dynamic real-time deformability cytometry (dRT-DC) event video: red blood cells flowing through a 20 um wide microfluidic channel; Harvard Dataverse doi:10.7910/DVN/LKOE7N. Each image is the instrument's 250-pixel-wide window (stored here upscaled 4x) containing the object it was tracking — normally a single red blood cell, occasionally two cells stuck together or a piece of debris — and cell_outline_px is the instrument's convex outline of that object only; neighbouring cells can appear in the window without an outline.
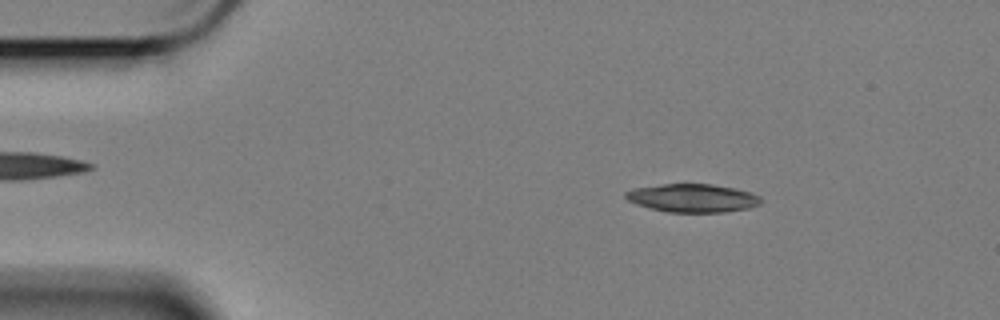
{"species": "Egyptian fruit bat (a non-hibernating species)", "species_latin": "Rousettus aegyptiacus", "temperature_condition": "cold", "stored_images_in_passage": 57, "camera_frame_rate_fps": 3000, "um_per_image_px": 0.085, "animal": {"sex": "female"}, "frame": {"image": 1, "passage_image": 8, "time_ms": 2.333, "image_size_px": [1000, 320], "cell_outline_px": [[764, 200], [760, 204], [748, 208], [724, 212], [668, 212], [636, 204], [628, 200], [624, 196], [624, 192], [632, 188], [660, 184], [712, 184], [736, 188], [752, 192], [760, 196]], "centroid_in_image_um": [58.89, 16.82], "position_along_channel_um": 26.1, "area_um2": 22.48}}
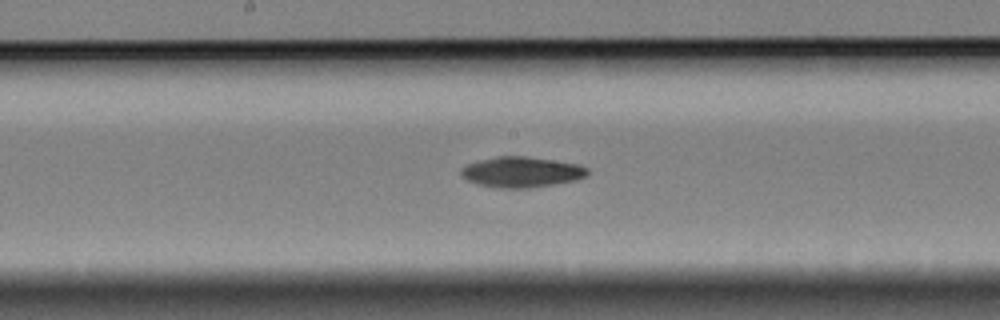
{"frame": {"image": 2, "passage_image": 29, "time_ms": 9.333, "image_size_px": [1000, 320], "cell_outline_px": [[588, 176], [576, 180], [556, 184], [532, 188], [496, 188], [476, 184], [460, 176], [460, 168], [468, 164], [480, 160], [496, 156], [528, 156], [580, 164], [588, 168]], "centroid_in_image_um": [44.34, 14.63], "position_along_channel_um": 203.9, "area_um2": 22.89}}
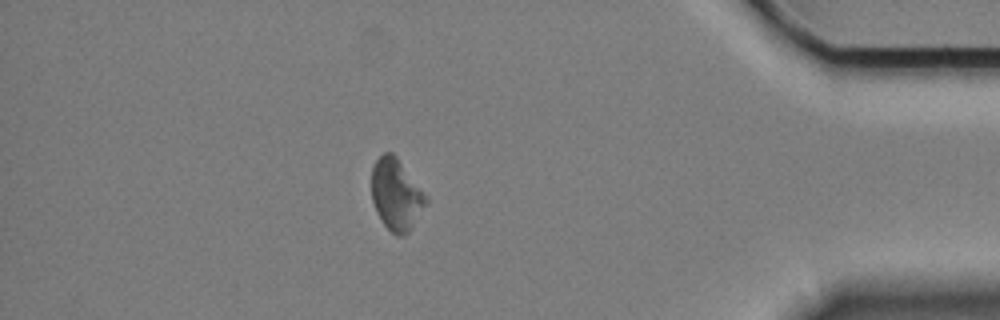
{"frame": {"image": 3, "passage_image": 50, "time_ms": 16.333, "image_size_px": [1000, 320], "cell_outline_px": [[428, 204], [408, 232], [404, 236], [396, 236], [384, 224], [376, 212], [372, 200], [372, 164], [384, 152], [392, 152], [396, 156], [428, 196]], "centroid_in_image_um": [33.69, 16.54], "position_along_channel_um": 401.5, "area_um2": 22.77}, "authors_computed_cell_mechanics": {"area_um2": 22.542, "velocity_mm_per_s": 3.3891, "shape_relaxation_time_tau1_ms": 10.5882, "shape_relaxation_time_tau2_ms": null, "deformation_change_tau1": 0.1731, "deformation_change_tau2": null}}